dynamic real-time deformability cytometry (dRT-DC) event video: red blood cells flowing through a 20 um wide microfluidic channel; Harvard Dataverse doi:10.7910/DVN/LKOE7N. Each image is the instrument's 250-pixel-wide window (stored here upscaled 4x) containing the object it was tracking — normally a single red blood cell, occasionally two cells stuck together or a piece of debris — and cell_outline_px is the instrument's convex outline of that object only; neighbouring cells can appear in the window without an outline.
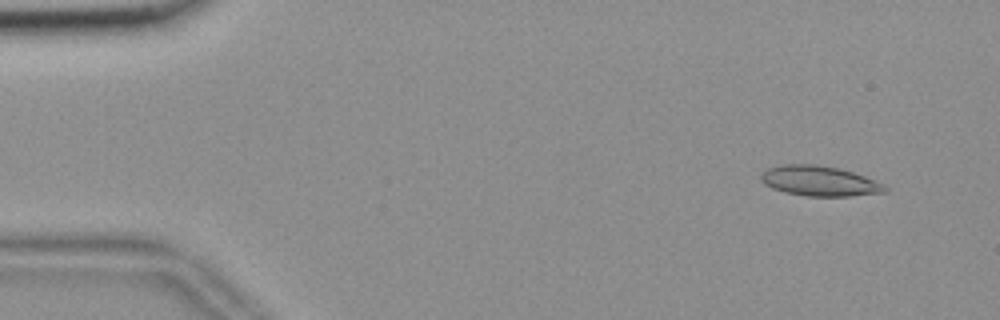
{"species": "common noctule bat (a hibernating species)", "species_latin": "Nyctalus noctula", "temperature_condition": "room temperature", "stored_images_in_passage": 15, "camera_frame_rate_fps": 3000, "um_per_image_px": 0.085, "animal": {"sex": "female", "body_mass_g": 18.4}, "frame": {"image": 1, "passage_image": 5, "time_ms": 1.333, "image_size_px": [1000, 320], "cell_outline_px": [[888, 192], [848, 196], [808, 196], [784, 192], [772, 188], [764, 184], [760, 180], [760, 176], [768, 168], [784, 164], [816, 164], [840, 168], [864, 176], [884, 184], [888, 188]], "centroid_in_image_um": [69.66, 15.38], "position_along_channel_um": 15.3, "area_um2": 21.79}}